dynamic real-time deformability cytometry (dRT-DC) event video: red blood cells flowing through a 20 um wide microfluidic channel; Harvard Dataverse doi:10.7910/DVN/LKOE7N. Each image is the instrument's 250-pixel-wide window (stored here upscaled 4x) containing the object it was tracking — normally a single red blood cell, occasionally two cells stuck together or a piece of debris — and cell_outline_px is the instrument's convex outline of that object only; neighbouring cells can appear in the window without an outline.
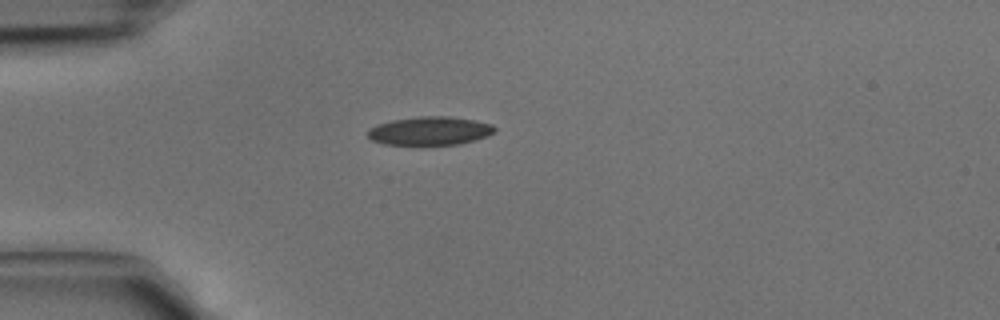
{"species": "common noctule bat (a hibernating species)", "species_latin": "Nyctalus noctula", "temperature_condition": "cold", "stored_images_in_passage": 1, "camera_frame_rate_fps": 3000, "um_per_image_px": 0.085, "animal": {"sex": "male", "body_mass_g": 15.6}, "frame": {"image": 1, "passage_image": 1, "time_ms": 0.0, "image_size_px": [1000, 320], "cell_outline_px": [[496, 132], [488, 136], [476, 140], [460, 144], [424, 148], [420, 148], [384, 144], [372, 140], [368, 136], [368, 128], [376, 124], [392, 120], [420, 116], [448, 116], [476, 120], [492, 124], [496, 128]], "centroid_in_image_um": [36.53, 11.18], "position_along_channel_um": 48.5, "area_um2": 22.31}}